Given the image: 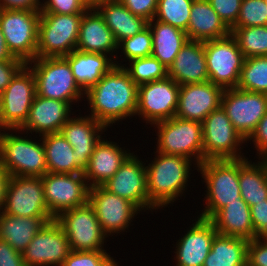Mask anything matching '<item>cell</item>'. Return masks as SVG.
Listing matches in <instances>:
<instances>
[{
    "mask_svg": "<svg viewBox=\"0 0 267 266\" xmlns=\"http://www.w3.org/2000/svg\"><path fill=\"white\" fill-rule=\"evenodd\" d=\"M91 115L105 127L135 116L138 86L123 66H114L85 92ZM112 124V125H111Z\"/></svg>",
    "mask_w": 267,
    "mask_h": 266,
    "instance_id": "cell-1",
    "label": "cell"
},
{
    "mask_svg": "<svg viewBox=\"0 0 267 266\" xmlns=\"http://www.w3.org/2000/svg\"><path fill=\"white\" fill-rule=\"evenodd\" d=\"M155 153L154 161L146 166V174L149 202L158 210L185 193L192 160L179 155Z\"/></svg>",
    "mask_w": 267,
    "mask_h": 266,
    "instance_id": "cell-2",
    "label": "cell"
},
{
    "mask_svg": "<svg viewBox=\"0 0 267 266\" xmlns=\"http://www.w3.org/2000/svg\"><path fill=\"white\" fill-rule=\"evenodd\" d=\"M197 171L207 187L206 206L199 217L211 219L222 207L241 199L239 159L207 160L198 166Z\"/></svg>",
    "mask_w": 267,
    "mask_h": 266,
    "instance_id": "cell-3",
    "label": "cell"
},
{
    "mask_svg": "<svg viewBox=\"0 0 267 266\" xmlns=\"http://www.w3.org/2000/svg\"><path fill=\"white\" fill-rule=\"evenodd\" d=\"M26 65H30L28 67L34 74L36 95L71 105L80 98L84 99L85 92L76 83L69 62L64 57L35 58Z\"/></svg>",
    "mask_w": 267,
    "mask_h": 266,
    "instance_id": "cell-4",
    "label": "cell"
},
{
    "mask_svg": "<svg viewBox=\"0 0 267 266\" xmlns=\"http://www.w3.org/2000/svg\"><path fill=\"white\" fill-rule=\"evenodd\" d=\"M158 129L157 151L179 155L193 161L196 167L204 162L202 123L173 117L153 124ZM194 157V158H193Z\"/></svg>",
    "mask_w": 267,
    "mask_h": 266,
    "instance_id": "cell-5",
    "label": "cell"
},
{
    "mask_svg": "<svg viewBox=\"0 0 267 266\" xmlns=\"http://www.w3.org/2000/svg\"><path fill=\"white\" fill-rule=\"evenodd\" d=\"M3 132L0 161L10 176L42 177L48 172L43 142Z\"/></svg>",
    "mask_w": 267,
    "mask_h": 266,
    "instance_id": "cell-6",
    "label": "cell"
},
{
    "mask_svg": "<svg viewBox=\"0 0 267 266\" xmlns=\"http://www.w3.org/2000/svg\"><path fill=\"white\" fill-rule=\"evenodd\" d=\"M83 14H41L37 58L65 57L76 50Z\"/></svg>",
    "mask_w": 267,
    "mask_h": 266,
    "instance_id": "cell-7",
    "label": "cell"
},
{
    "mask_svg": "<svg viewBox=\"0 0 267 266\" xmlns=\"http://www.w3.org/2000/svg\"><path fill=\"white\" fill-rule=\"evenodd\" d=\"M40 10L0 9V27L11 53L28 63L37 58Z\"/></svg>",
    "mask_w": 267,
    "mask_h": 266,
    "instance_id": "cell-8",
    "label": "cell"
},
{
    "mask_svg": "<svg viewBox=\"0 0 267 266\" xmlns=\"http://www.w3.org/2000/svg\"><path fill=\"white\" fill-rule=\"evenodd\" d=\"M209 81L223 90L236 88L245 57L235 37L229 35L204 41Z\"/></svg>",
    "mask_w": 267,
    "mask_h": 266,
    "instance_id": "cell-9",
    "label": "cell"
},
{
    "mask_svg": "<svg viewBox=\"0 0 267 266\" xmlns=\"http://www.w3.org/2000/svg\"><path fill=\"white\" fill-rule=\"evenodd\" d=\"M202 134L204 161L236 160L246 157L240 151V146L246 140L234 128L221 106L203 120Z\"/></svg>",
    "mask_w": 267,
    "mask_h": 266,
    "instance_id": "cell-10",
    "label": "cell"
},
{
    "mask_svg": "<svg viewBox=\"0 0 267 266\" xmlns=\"http://www.w3.org/2000/svg\"><path fill=\"white\" fill-rule=\"evenodd\" d=\"M35 95L34 74L25 65L0 94V121L5 130L16 133L25 124Z\"/></svg>",
    "mask_w": 267,
    "mask_h": 266,
    "instance_id": "cell-11",
    "label": "cell"
},
{
    "mask_svg": "<svg viewBox=\"0 0 267 266\" xmlns=\"http://www.w3.org/2000/svg\"><path fill=\"white\" fill-rule=\"evenodd\" d=\"M55 220L63 228L72 251H106L105 238L97 215L89 202L62 212Z\"/></svg>",
    "mask_w": 267,
    "mask_h": 266,
    "instance_id": "cell-12",
    "label": "cell"
},
{
    "mask_svg": "<svg viewBox=\"0 0 267 266\" xmlns=\"http://www.w3.org/2000/svg\"><path fill=\"white\" fill-rule=\"evenodd\" d=\"M44 199L55 219L62 212L88 203L90 186L83 173H49L42 176Z\"/></svg>",
    "mask_w": 267,
    "mask_h": 266,
    "instance_id": "cell-13",
    "label": "cell"
},
{
    "mask_svg": "<svg viewBox=\"0 0 267 266\" xmlns=\"http://www.w3.org/2000/svg\"><path fill=\"white\" fill-rule=\"evenodd\" d=\"M221 107L234 128L247 140L267 112V94L239 88L225 89Z\"/></svg>",
    "mask_w": 267,
    "mask_h": 266,
    "instance_id": "cell-14",
    "label": "cell"
},
{
    "mask_svg": "<svg viewBox=\"0 0 267 266\" xmlns=\"http://www.w3.org/2000/svg\"><path fill=\"white\" fill-rule=\"evenodd\" d=\"M180 85L167 76L138 86L136 115L151 125L175 116Z\"/></svg>",
    "mask_w": 267,
    "mask_h": 266,
    "instance_id": "cell-15",
    "label": "cell"
},
{
    "mask_svg": "<svg viewBox=\"0 0 267 266\" xmlns=\"http://www.w3.org/2000/svg\"><path fill=\"white\" fill-rule=\"evenodd\" d=\"M2 211L18 217H52L44 199L42 177L10 176Z\"/></svg>",
    "mask_w": 267,
    "mask_h": 266,
    "instance_id": "cell-16",
    "label": "cell"
},
{
    "mask_svg": "<svg viewBox=\"0 0 267 266\" xmlns=\"http://www.w3.org/2000/svg\"><path fill=\"white\" fill-rule=\"evenodd\" d=\"M70 251L67 236L54 219L35 235L22 257L26 266H62Z\"/></svg>",
    "mask_w": 267,
    "mask_h": 266,
    "instance_id": "cell-17",
    "label": "cell"
},
{
    "mask_svg": "<svg viewBox=\"0 0 267 266\" xmlns=\"http://www.w3.org/2000/svg\"><path fill=\"white\" fill-rule=\"evenodd\" d=\"M88 202L93 207L99 224L107 236L124 232L134 216L140 213L132 202L109 192L103 186L90 188Z\"/></svg>",
    "mask_w": 267,
    "mask_h": 266,
    "instance_id": "cell-18",
    "label": "cell"
},
{
    "mask_svg": "<svg viewBox=\"0 0 267 266\" xmlns=\"http://www.w3.org/2000/svg\"><path fill=\"white\" fill-rule=\"evenodd\" d=\"M102 186L109 192L132 202L140 211L155 209L148 198L145 163L133 153Z\"/></svg>",
    "mask_w": 267,
    "mask_h": 266,
    "instance_id": "cell-19",
    "label": "cell"
},
{
    "mask_svg": "<svg viewBox=\"0 0 267 266\" xmlns=\"http://www.w3.org/2000/svg\"><path fill=\"white\" fill-rule=\"evenodd\" d=\"M223 89L210 81L180 86L175 117L203 122L221 106Z\"/></svg>",
    "mask_w": 267,
    "mask_h": 266,
    "instance_id": "cell-20",
    "label": "cell"
},
{
    "mask_svg": "<svg viewBox=\"0 0 267 266\" xmlns=\"http://www.w3.org/2000/svg\"><path fill=\"white\" fill-rule=\"evenodd\" d=\"M197 218L176 243V266H203L211 251L212 242L218 231L210 219Z\"/></svg>",
    "mask_w": 267,
    "mask_h": 266,
    "instance_id": "cell-21",
    "label": "cell"
},
{
    "mask_svg": "<svg viewBox=\"0 0 267 266\" xmlns=\"http://www.w3.org/2000/svg\"><path fill=\"white\" fill-rule=\"evenodd\" d=\"M71 106L68 102L35 95L28 118L19 131L39 133L40 137L60 133L62 126L71 118Z\"/></svg>",
    "mask_w": 267,
    "mask_h": 266,
    "instance_id": "cell-22",
    "label": "cell"
},
{
    "mask_svg": "<svg viewBox=\"0 0 267 266\" xmlns=\"http://www.w3.org/2000/svg\"><path fill=\"white\" fill-rule=\"evenodd\" d=\"M106 129L102 123L87 115L70 118L62 126L60 133L72 146L76 153L77 165L82 170L88 165L96 144L102 138L100 133Z\"/></svg>",
    "mask_w": 267,
    "mask_h": 266,
    "instance_id": "cell-23",
    "label": "cell"
},
{
    "mask_svg": "<svg viewBox=\"0 0 267 266\" xmlns=\"http://www.w3.org/2000/svg\"><path fill=\"white\" fill-rule=\"evenodd\" d=\"M116 49H118V43L112 31L105 24L103 16L96 8H88L83 13L80 22L76 50L109 54L113 57L114 53L119 52Z\"/></svg>",
    "mask_w": 267,
    "mask_h": 266,
    "instance_id": "cell-24",
    "label": "cell"
},
{
    "mask_svg": "<svg viewBox=\"0 0 267 266\" xmlns=\"http://www.w3.org/2000/svg\"><path fill=\"white\" fill-rule=\"evenodd\" d=\"M102 139L96 144L88 165L83 170L90 188L107 182L132 154L119 147L116 142Z\"/></svg>",
    "mask_w": 267,
    "mask_h": 266,
    "instance_id": "cell-25",
    "label": "cell"
},
{
    "mask_svg": "<svg viewBox=\"0 0 267 266\" xmlns=\"http://www.w3.org/2000/svg\"><path fill=\"white\" fill-rule=\"evenodd\" d=\"M168 76L180 86L209 81L204 42L188 40L168 68Z\"/></svg>",
    "mask_w": 267,
    "mask_h": 266,
    "instance_id": "cell-26",
    "label": "cell"
},
{
    "mask_svg": "<svg viewBox=\"0 0 267 266\" xmlns=\"http://www.w3.org/2000/svg\"><path fill=\"white\" fill-rule=\"evenodd\" d=\"M116 57L74 50L64 58L69 62L76 83L86 92L115 65L119 66L120 63L113 61L117 59Z\"/></svg>",
    "mask_w": 267,
    "mask_h": 266,
    "instance_id": "cell-27",
    "label": "cell"
},
{
    "mask_svg": "<svg viewBox=\"0 0 267 266\" xmlns=\"http://www.w3.org/2000/svg\"><path fill=\"white\" fill-rule=\"evenodd\" d=\"M231 33L208 0H194L186 34L189 40L207 41Z\"/></svg>",
    "mask_w": 267,
    "mask_h": 266,
    "instance_id": "cell-28",
    "label": "cell"
},
{
    "mask_svg": "<svg viewBox=\"0 0 267 266\" xmlns=\"http://www.w3.org/2000/svg\"><path fill=\"white\" fill-rule=\"evenodd\" d=\"M210 220L218 234L244 238L248 241L254 239L251 210L242 198L222 207Z\"/></svg>",
    "mask_w": 267,
    "mask_h": 266,
    "instance_id": "cell-29",
    "label": "cell"
},
{
    "mask_svg": "<svg viewBox=\"0 0 267 266\" xmlns=\"http://www.w3.org/2000/svg\"><path fill=\"white\" fill-rule=\"evenodd\" d=\"M53 217H18L0 212V240L23 252L42 227Z\"/></svg>",
    "mask_w": 267,
    "mask_h": 266,
    "instance_id": "cell-30",
    "label": "cell"
},
{
    "mask_svg": "<svg viewBox=\"0 0 267 266\" xmlns=\"http://www.w3.org/2000/svg\"><path fill=\"white\" fill-rule=\"evenodd\" d=\"M148 26L153 41L152 56L168 69L189 40L188 36L185 31L155 19L150 20Z\"/></svg>",
    "mask_w": 267,
    "mask_h": 266,
    "instance_id": "cell-31",
    "label": "cell"
},
{
    "mask_svg": "<svg viewBox=\"0 0 267 266\" xmlns=\"http://www.w3.org/2000/svg\"><path fill=\"white\" fill-rule=\"evenodd\" d=\"M239 186L241 198L249 205L267 200V158L261 161H248V158L239 159Z\"/></svg>",
    "mask_w": 267,
    "mask_h": 266,
    "instance_id": "cell-32",
    "label": "cell"
},
{
    "mask_svg": "<svg viewBox=\"0 0 267 266\" xmlns=\"http://www.w3.org/2000/svg\"><path fill=\"white\" fill-rule=\"evenodd\" d=\"M96 9L103 16L105 24L114 34L117 43L133 37L148 26L146 19L132 14L118 0L103 3Z\"/></svg>",
    "mask_w": 267,
    "mask_h": 266,
    "instance_id": "cell-33",
    "label": "cell"
},
{
    "mask_svg": "<svg viewBox=\"0 0 267 266\" xmlns=\"http://www.w3.org/2000/svg\"><path fill=\"white\" fill-rule=\"evenodd\" d=\"M49 173L77 174L83 170L77 165L76 153L61 133L41 136Z\"/></svg>",
    "mask_w": 267,
    "mask_h": 266,
    "instance_id": "cell-34",
    "label": "cell"
},
{
    "mask_svg": "<svg viewBox=\"0 0 267 266\" xmlns=\"http://www.w3.org/2000/svg\"><path fill=\"white\" fill-rule=\"evenodd\" d=\"M248 242L244 238L217 234L203 266H244Z\"/></svg>",
    "mask_w": 267,
    "mask_h": 266,
    "instance_id": "cell-35",
    "label": "cell"
},
{
    "mask_svg": "<svg viewBox=\"0 0 267 266\" xmlns=\"http://www.w3.org/2000/svg\"><path fill=\"white\" fill-rule=\"evenodd\" d=\"M230 30L245 58L267 56V25Z\"/></svg>",
    "mask_w": 267,
    "mask_h": 266,
    "instance_id": "cell-36",
    "label": "cell"
},
{
    "mask_svg": "<svg viewBox=\"0 0 267 266\" xmlns=\"http://www.w3.org/2000/svg\"><path fill=\"white\" fill-rule=\"evenodd\" d=\"M236 88L267 94V56L245 58Z\"/></svg>",
    "mask_w": 267,
    "mask_h": 266,
    "instance_id": "cell-37",
    "label": "cell"
},
{
    "mask_svg": "<svg viewBox=\"0 0 267 266\" xmlns=\"http://www.w3.org/2000/svg\"><path fill=\"white\" fill-rule=\"evenodd\" d=\"M194 0H158L154 19L187 31Z\"/></svg>",
    "mask_w": 267,
    "mask_h": 266,
    "instance_id": "cell-38",
    "label": "cell"
},
{
    "mask_svg": "<svg viewBox=\"0 0 267 266\" xmlns=\"http://www.w3.org/2000/svg\"><path fill=\"white\" fill-rule=\"evenodd\" d=\"M129 63V67H124L123 64L119 66H123L137 86L168 76V69L152 55L133 59Z\"/></svg>",
    "mask_w": 267,
    "mask_h": 266,
    "instance_id": "cell-39",
    "label": "cell"
},
{
    "mask_svg": "<svg viewBox=\"0 0 267 266\" xmlns=\"http://www.w3.org/2000/svg\"><path fill=\"white\" fill-rule=\"evenodd\" d=\"M152 34L149 26L134 35L118 43V49L129 61L137 58L148 57L152 55Z\"/></svg>",
    "mask_w": 267,
    "mask_h": 266,
    "instance_id": "cell-40",
    "label": "cell"
},
{
    "mask_svg": "<svg viewBox=\"0 0 267 266\" xmlns=\"http://www.w3.org/2000/svg\"><path fill=\"white\" fill-rule=\"evenodd\" d=\"M266 0H242L239 17L232 28L266 26Z\"/></svg>",
    "mask_w": 267,
    "mask_h": 266,
    "instance_id": "cell-41",
    "label": "cell"
},
{
    "mask_svg": "<svg viewBox=\"0 0 267 266\" xmlns=\"http://www.w3.org/2000/svg\"><path fill=\"white\" fill-rule=\"evenodd\" d=\"M106 251H70L62 266H116Z\"/></svg>",
    "mask_w": 267,
    "mask_h": 266,
    "instance_id": "cell-42",
    "label": "cell"
},
{
    "mask_svg": "<svg viewBox=\"0 0 267 266\" xmlns=\"http://www.w3.org/2000/svg\"><path fill=\"white\" fill-rule=\"evenodd\" d=\"M87 9L84 0H45L40 3L41 14H83Z\"/></svg>",
    "mask_w": 267,
    "mask_h": 266,
    "instance_id": "cell-43",
    "label": "cell"
},
{
    "mask_svg": "<svg viewBox=\"0 0 267 266\" xmlns=\"http://www.w3.org/2000/svg\"><path fill=\"white\" fill-rule=\"evenodd\" d=\"M224 24L231 29L239 17L242 0H208Z\"/></svg>",
    "mask_w": 267,
    "mask_h": 266,
    "instance_id": "cell-44",
    "label": "cell"
},
{
    "mask_svg": "<svg viewBox=\"0 0 267 266\" xmlns=\"http://www.w3.org/2000/svg\"><path fill=\"white\" fill-rule=\"evenodd\" d=\"M132 14L146 19H154L157 12L158 0H118Z\"/></svg>",
    "mask_w": 267,
    "mask_h": 266,
    "instance_id": "cell-45",
    "label": "cell"
},
{
    "mask_svg": "<svg viewBox=\"0 0 267 266\" xmlns=\"http://www.w3.org/2000/svg\"><path fill=\"white\" fill-rule=\"evenodd\" d=\"M254 239H267V200L250 207Z\"/></svg>",
    "mask_w": 267,
    "mask_h": 266,
    "instance_id": "cell-46",
    "label": "cell"
},
{
    "mask_svg": "<svg viewBox=\"0 0 267 266\" xmlns=\"http://www.w3.org/2000/svg\"><path fill=\"white\" fill-rule=\"evenodd\" d=\"M247 264L267 266V239H253L247 245Z\"/></svg>",
    "mask_w": 267,
    "mask_h": 266,
    "instance_id": "cell-47",
    "label": "cell"
},
{
    "mask_svg": "<svg viewBox=\"0 0 267 266\" xmlns=\"http://www.w3.org/2000/svg\"><path fill=\"white\" fill-rule=\"evenodd\" d=\"M25 65L26 63L19 58L14 61H0V94Z\"/></svg>",
    "mask_w": 267,
    "mask_h": 266,
    "instance_id": "cell-48",
    "label": "cell"
},
{
    "mask_svg": "<svg viewBox=\"0 0 267 266\" xmlns=\"http://www.w3.org/2000/svg\"><path fill=\"white\" fill-rule=\"evenodd\" d=\"M248 140H252L255 149L258 151L257 154H259V158H267V112L259 121L255 131L246 141Z\"/></svg>",
    "mask_w": 267,
    "mask_h": 266,
    "instance_id": "cell-49",
    "label": "cell"
},
{
    "mask_svg": "<svg viewBox=\"0 0 267 266\" xmlns=\"http://www.w3.org/2000/svg\"><path fill=\"white\" fill-rule=\"evenodd\" d=\"M0 266H26L22 253L0 240Z\"/></svg>",
    "mask_w": 267,
    "mask_h": 266,
    "instance_id": "cell-50",
    "label": "cell"
},
{
    "mask_svg": "<svg viewBox=\"0 0 267 266\" xmlns=\"http://www.w3.org/2000/svg\"><path fill=\"white\" fill-rule=\"evenodd\" d=\"M40 0H0V9L40 10Z\"/></svg>",
    "mask_w": 267,
    "mask_h": 266,
    "instance_id": "cell-51",
    "label": "cell"
},
{
    "mask_svg": "<svg viewBox=\"0 0 267 266\" xmlns=\"http://www.w3.org/2000/svg\"><path fill=\"white\" fill-rule=\"evenodd\" d=\"M10 174L4 169L0 161V212L3 210L6 201V190Z\"/></svg>",
    "mask_w": 267,
    "mask_h": 266,
    "instance_id": "cell-52",
    "label": "cell"
},
{
    "mask_svg": "<svg viewBox=\"0 0 267 266\" xmlns=\"http://www.w3.org/2000/svg\"><path fill=\"white\" fill-rule=\"evenodd\" d=\"M16 57L9 50L0 27V61H14Z\"/></svg>",
    "mask_w": 267,
    "mask_h": 266,
    "instance_id": "cell-53",
    "label": "cell"
},
{
    "mask_svg": "<svg viewBox=\"0 0 267 266\" xmlns=\"http://www.w3.org/2000/svg\"><path fill=\"white\" fill-rule=\"evenodd\" d=\"M114 1H117V0H84L88 8H97L99 5L103 3H109V2H114Z\"/></svg>",
    "mask_w": 267,
    "mask_h": 266,
    "instance_id": "cell-54",
    "label": "cell"
},
{
    "mask_svg": "<svg viewBox=\"0 0 267 266\" xmlns=\"http://www.w3.org/2000/svg\"><path fill=\"white\" fill-rule=\"evenodd\" d=\"M1 129H3V130H1ZM4 127H3V125L1 124V121H0V130L1 131H4ZM1 131H0V138L2 137V135H3V132L1 133Z\"/></svg>",
    "mask_w": 267,
    "mask_h": 266,
    "instance_id": "cell-55",
    "label": "cell"
}]
</instances>
